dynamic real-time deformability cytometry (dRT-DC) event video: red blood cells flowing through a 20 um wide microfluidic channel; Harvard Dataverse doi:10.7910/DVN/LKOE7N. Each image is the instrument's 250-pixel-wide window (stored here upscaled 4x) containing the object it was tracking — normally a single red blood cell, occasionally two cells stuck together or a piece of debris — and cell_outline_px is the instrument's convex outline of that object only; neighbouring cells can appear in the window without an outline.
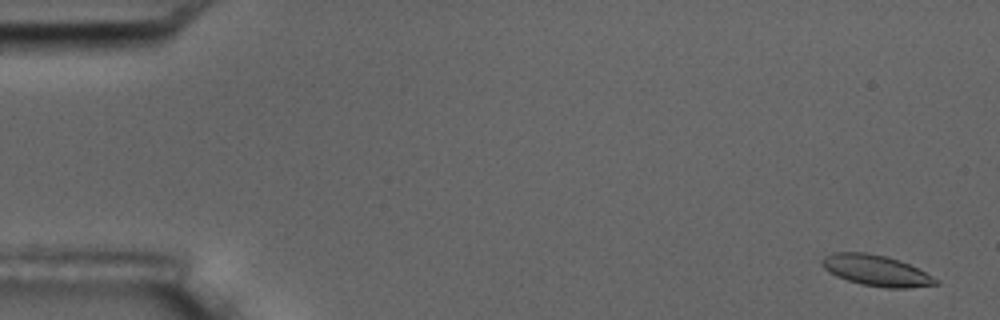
{"species": "common noctule bat (a hibernating species)", "species_latin": "Nyctalus noctula", "temperature_condition": "room temperature", "stored_images_in_passage": 6, "camera_frame_rate_fps": 3000, "um_per_image_px": 0.085, "animal": {"sex": "male", "body_mass_g": 17.5, "forearm_length_mm": 52.3}, "frame": {"image": 1, "passage_image": 1, "time_ms": 0.0, "image_size_px": [1000, 320], "cell_outline_px": [[940, 284], [908, 288], [888, 288], [860, 284], [836, 276], [828, 272], [820, 264], [820, 260], [824, 256], [832, 252], [864, 252], [884, 256], [900, 260], [940, 280]], "centroid_in_image_um": [74.44, 22.99], "position_along_channel_um": 10.6, "area_um2": 20.52}}
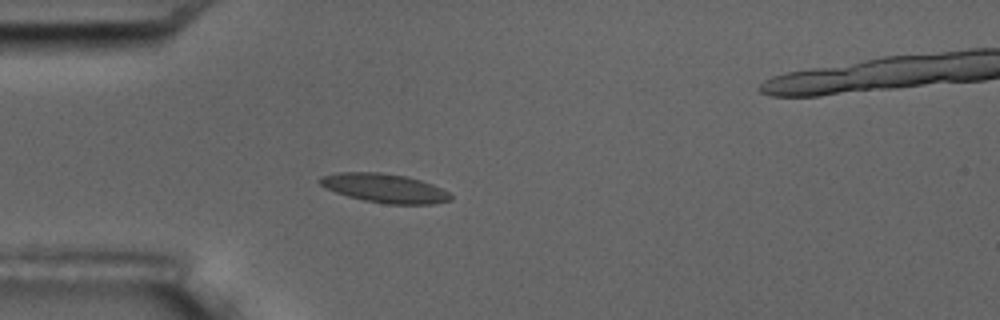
{"frame": {"image": 2, "passage_image": 5, "time_ms": 4.667, "image_size_px": [1000, 320], "cell_outline_px": [[452, 200], [432, 204], [388, 204], [364, 200], [348, 196], [336, 192], [320, 184], [316, 180], [320, 176], [336, 172], [380, 172], [408, 176], [432, 184], [448, 192], [452, 196]], "centroid_in_image_um": [32.68, 15.98], "position_along_channel_um": 52.3, "area_um2": 22.08}}